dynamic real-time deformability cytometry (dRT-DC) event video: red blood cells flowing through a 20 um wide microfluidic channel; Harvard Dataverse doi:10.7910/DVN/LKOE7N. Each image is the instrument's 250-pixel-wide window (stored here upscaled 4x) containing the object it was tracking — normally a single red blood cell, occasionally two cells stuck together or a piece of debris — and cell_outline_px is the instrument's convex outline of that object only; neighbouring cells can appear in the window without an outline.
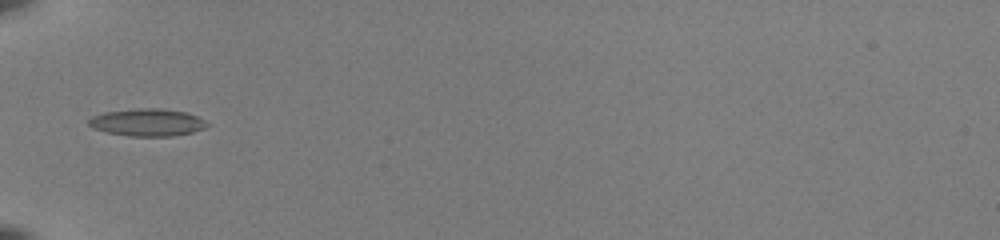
{"species": "common noctule bat (a hibernating species)", "species_latin": "Nyctalus noctula", "temperature_condition": "room temperature", "stored_images_in_passage": 33, "camera_frame_rate_fps": 3000, "um_per_image_px": 0.085, "animal": {"sex": "female", "body_mass_g": 22.0, "forearm_length_mm": 56.7}, "frame": {"image": 1, "passage_image": 1, "time_ms": 0.0, "image_size_px": [1000, 240], "cell_outline_px": [[208, 124], [204, 128], [192, 132], [172, 136], [128, 136], [108, 132], [92, 128], [88, 124], [88, 120], [92, 116], [104, 112], [136, 108], [160, 108], [184, 112], [196, 116], [204, 120]], "centroid_in_image_um": [12.49, 10.4], "position_along_channel_um": 72.5, "area_um2": 18.79}}
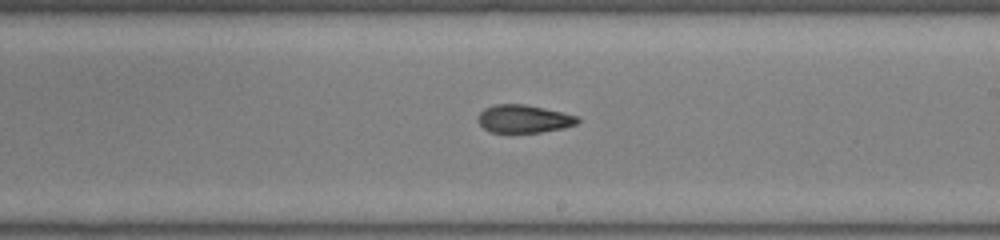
{"frame": {"image": 2, "passage_image": 14, "time_ms": 4.333, "image_size_px": [1000, 240], "cell_outline_px": [[580, 120], [576, 124], [564, 128], [540, 132], [488, 132], [480, 124], [480, 112], [484, 108], [496, 104], [524, 104], [544, 108], [580, 116]], "centroid_in_image_um": [44.56, 10.1], "position_along_channel_um": 244.4, "area_um2": 16.13}}
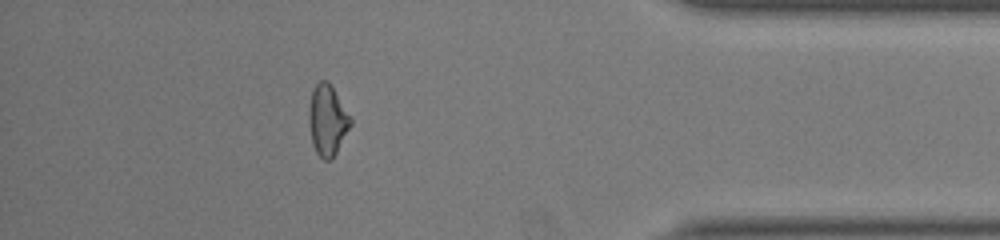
{"frame": {"image": 3, "passage_image": 28, "time_ms": 9.0, "image_size_px": [1000, 240], "cell_outline_px": [[352, 124], [332, 160], [324, 160], [316, 152], [312, 144], [308, 120], [308, 112], [312, 88], [320, 80], [328, 80], [332, 84], [352, 120]], "centroid_in_image_um": [27.82, 10.19], "position_along_channel_um": 407.4, "area_um2": 17.4}, "authors_computed_cell_mechanics": {"area_um2": 16.762, "velocity_mm_per_s": 4.0326, "shape_relaxation_time_tau1_ms": null, "shape_relaxation_time_tau2_ms": 2.6732, "deformation_change_tau1": null, "deformation_change_tau2": 0.0984}}